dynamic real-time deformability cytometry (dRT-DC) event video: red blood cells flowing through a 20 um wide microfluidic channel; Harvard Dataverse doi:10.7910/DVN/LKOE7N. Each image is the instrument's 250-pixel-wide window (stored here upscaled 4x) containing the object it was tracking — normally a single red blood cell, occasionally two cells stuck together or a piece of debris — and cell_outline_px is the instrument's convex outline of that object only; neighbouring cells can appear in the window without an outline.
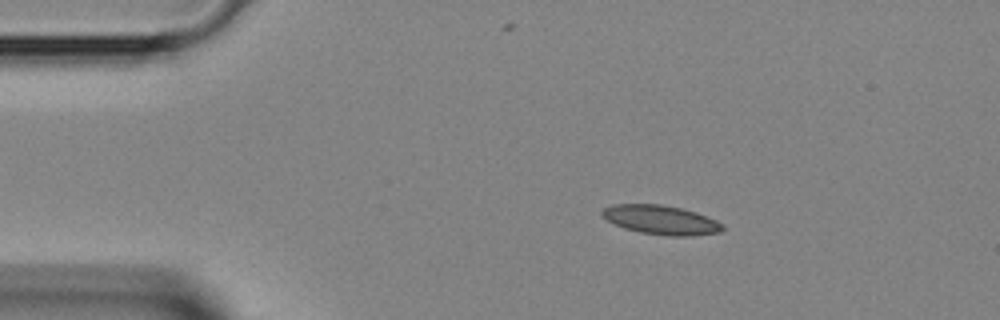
{"species": "Egyptian fruit bat (a non-hibernating species)", "species_latin": "Rousettus aegyptiacus", "temperature_condition": "room temperature", "stored_images_in_passage": 44, "camera_frame_rate_fps": 3000, "um_per_image_px": 0.085, "animal": {"sex": "female"}, "frame": {"image": 1, "passage_image": 8, "time_ms": 2.333, "image_size_px": [1000, 320], "cell_outline_px": [[724, 228], [720, 232], [692, 236], [668, 236], [640, 232], [624, 228], [600, 216], [600, 212], [604, 208], [612, 204], [660, 204], [680, 208], [696, 212], [716, 220], [724, 224]], "centroid_in_image_um": [56.18, 18.69], "position_along_channel_um": 28.8, "area_um2": 20.52}}
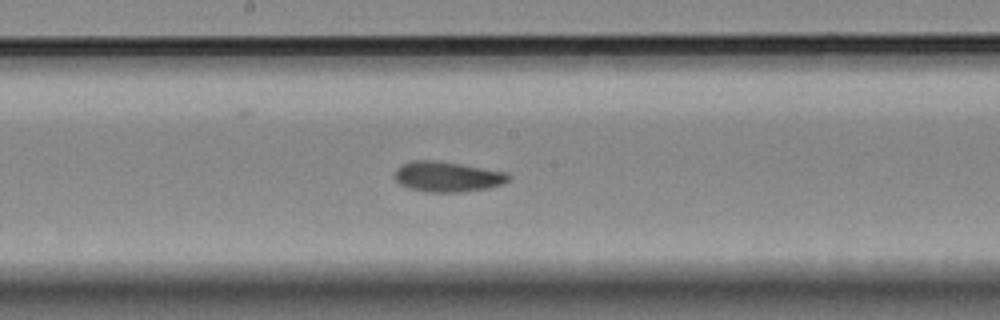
{"frame": {"image": 2, "passage_image": 23, "time_ms": 7.333, "image_size_px": [1000, 320], "cell_outline_px": [[512, 176], [508, 180], [500, 184], [488, 188], [460, 192], [424, 192], [408, 188], [400, 184], [396, 180], [396, 168], [400, 164], [412, 160], [432, 160], [460, 164], [508, 172]], "centroid_in_image_um": [38.01, 15.02], "position_along_channel_um": 210.2, "area_um2": 20.11}}
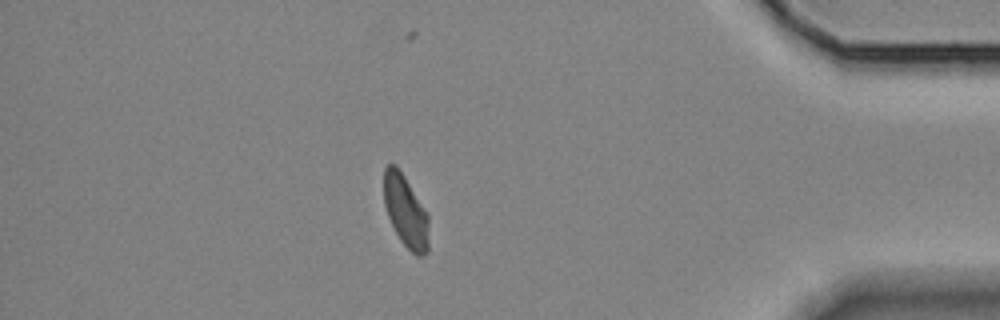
{"frame": {"image": 3, "passage_image": 38, "time_ms": 12.333, "image_size_px": [1000, 320], "cell_outline_px": [[428, 252], [424, 256], [416, 256], [400, 240], [388, 216], [384, 204], [384, 168], [388, 164], [396, 164], [428, 212]], "centroid_in_image_um": [34.49, 17.95], "position_along_channel_um": 400.7, "area_um2": 18.9}}